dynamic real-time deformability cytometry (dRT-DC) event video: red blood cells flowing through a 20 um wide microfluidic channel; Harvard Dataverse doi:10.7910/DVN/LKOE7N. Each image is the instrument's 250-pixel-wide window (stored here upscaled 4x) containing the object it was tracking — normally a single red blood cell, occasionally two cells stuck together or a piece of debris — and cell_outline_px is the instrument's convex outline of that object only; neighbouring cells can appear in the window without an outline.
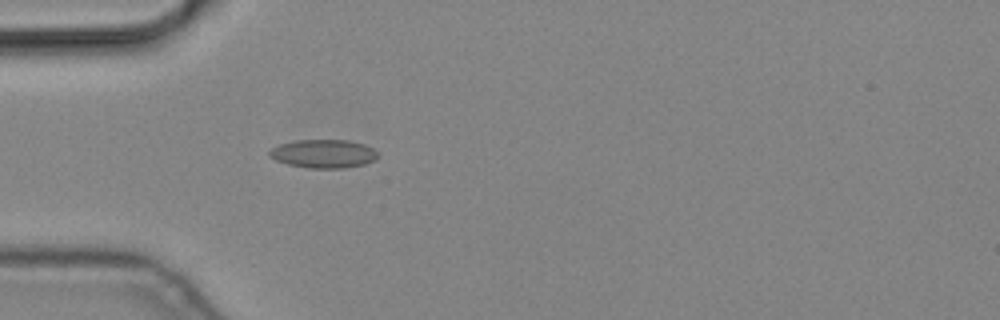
{"species": "common noctule bat (a hibernating species)", "species_latin": "Nyctalus noctula", "temperature_condition": "cold", "stored_images_in_passage": 1, "camera_frame_rate_fps": 3000, "um_per_image_px": 0.085, "animal": {"sex": "male", "body_mass_g": 19.2, "forearm_length_mm": 51.8}, "frame": {"image": 1, "passage_image": 1, "time_ms": 0.0, "image_size_px": [1000, 320], "cell_outline_px": [[376, 160], [364, 164], [344, 168], [308, 168], [288, 164], [276, 160], [268, 156], [268, 152], [272, 148], [280, 144], [296, 140], [348, 140], [364, 144], [372, 148], [376, 152]], "centroid_in_image_um": [27.48, 13.07], "position_along_channel_um": 57.5, "area_um2": 17.92}}